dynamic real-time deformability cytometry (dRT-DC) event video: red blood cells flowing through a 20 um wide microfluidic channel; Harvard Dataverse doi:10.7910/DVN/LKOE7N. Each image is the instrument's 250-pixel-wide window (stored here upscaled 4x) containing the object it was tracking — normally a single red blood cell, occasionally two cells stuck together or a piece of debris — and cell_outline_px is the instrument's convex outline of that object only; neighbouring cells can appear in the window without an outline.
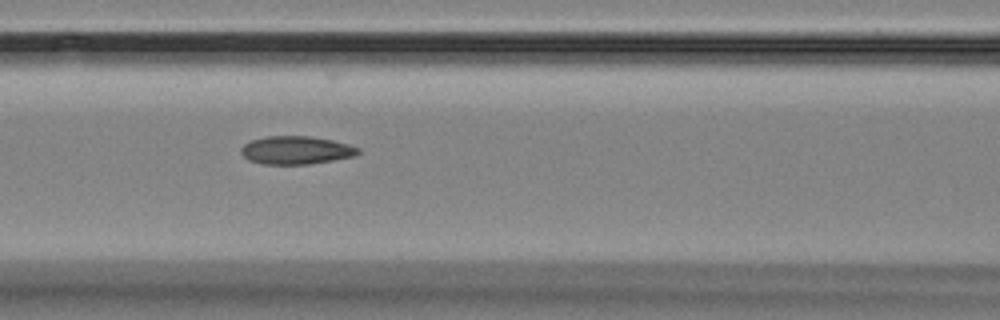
{"species": "Egyptian fruit bat (a non-hibernating species)", "species_latin": "Rousettus aegyptiacus", "temperature_condition": "room temperature", "stored_images_in_passage": 5, "camera_frame_rate_fps": 3000, "um_per_image_px": 0.085, "animal": {"sex": "female"}, "frame": {"image": 1, "passage_image": 5, "time_ms": 5.0, "image_size_px": [1000, 320], "cell_outline_px": [[360, 152], [352, 156], [332, 160], [308, 164], [264, 164], [248, 160], [240, 152], [240, 148], [244, 144], [252, 140], [264, 136], [312, 136], [332, 140], [348, 144], [360, 148]], "centroid_in_image_um": [25.14, 12.75], "position_along_channel_um": 141.5, "area_um2": 19.13}}